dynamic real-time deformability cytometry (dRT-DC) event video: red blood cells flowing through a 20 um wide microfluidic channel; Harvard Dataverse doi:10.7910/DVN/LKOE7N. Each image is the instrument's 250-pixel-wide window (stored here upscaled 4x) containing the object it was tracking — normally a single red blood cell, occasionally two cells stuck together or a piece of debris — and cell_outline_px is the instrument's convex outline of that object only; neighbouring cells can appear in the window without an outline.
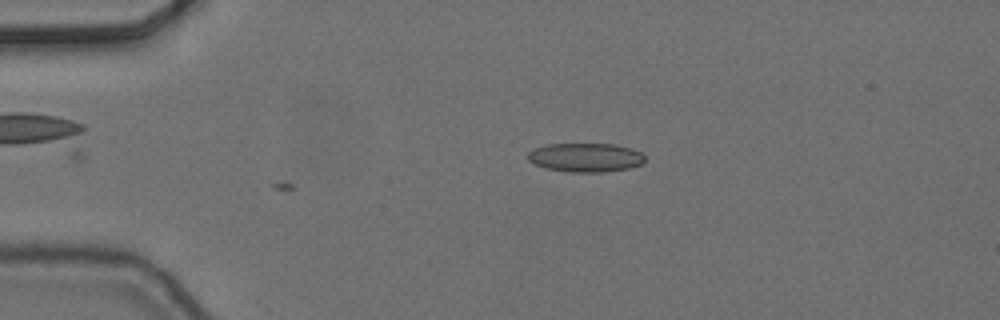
{"species": "common noctule bat (a hibernating species)", "species_latin": "Nyctalus noctula", "temperature_condition": "cold", "stored_images_in_passage": 7, "camera_frame_rate_fps": 3000, "um_per_image_px": 0.085, "animal": {"sex": "female", "body_mass_g": 24.6, "forearm_length_mm": 56.2}, "frame": {"image": 1, "passage_image": 5, "time_ms": 1.333, "image_size_px": [1000, 320], "cell_outline_px": [[644, 160], [640, 164], [628, 168], [604, 172], [568, 172], [548, 168], [536, 164], [528, 160], [528, 152], [532, 148], [548, 144], [612, 144], [632, 148], [640, 152], [644, 156]], "centroid_in_image_um": [49.75, 13.38], "position_along_channel_um": 35.2, "area_um2": 19.59}}
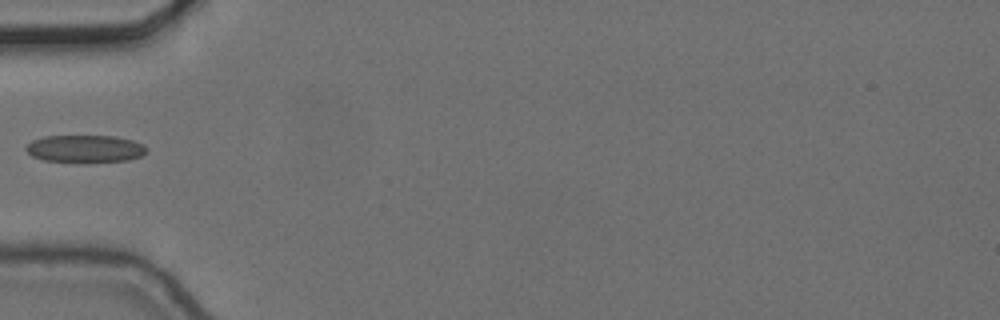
{"frame": {"image": 2, "passage_image": 7, "time_ms": 2.0, "image_size_px": [1000, 320], "cell_outline_px": [[148, 152], [140, 156], [128, 160], [44, 160], [32, 156], [24, 148], [32, 140], [44, 136], [116, 136], [132, 140], [144, 144], [148, 148]], "centroid_in_image_um": [7.26, 12.6], "position_along_channel_um": 77.7, "area_um2": 18.67}}